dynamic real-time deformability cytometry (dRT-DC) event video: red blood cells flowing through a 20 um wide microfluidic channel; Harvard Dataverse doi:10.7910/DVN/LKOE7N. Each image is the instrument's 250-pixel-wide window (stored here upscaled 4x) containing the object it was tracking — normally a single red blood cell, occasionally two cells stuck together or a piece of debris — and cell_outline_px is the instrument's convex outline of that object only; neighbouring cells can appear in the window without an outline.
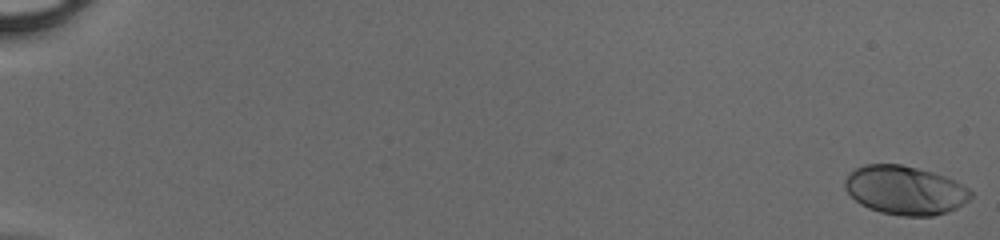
{"species": "human", "species_latin": "Homo sapiens", "temperature_condition": "cold", "stored_images_in_passage": 50, "camera_frame_rate_fps": 3000, "um_per_image_px": 0.085, "donor": {"sex": "male"}, "frame": {"image": 1, "passage_image": 1, "time_ms": 0.0, "image_size_px": [1000, 240], "cell_outline_px": [[972, 196], [968, 200], [956, 208], [932, 216], [904, 216], [880, 212], [868, 208], [860, 204], [844, 188], [844, 180], [848, 172], [864, 164], [900, 164], [932, 172], [944, 176], [968, 188], [972, 192]], "centroid_in_image_um": [76.88, 16.16], "position_along_channel_um": 8.1, "area_um2": 35.6}}
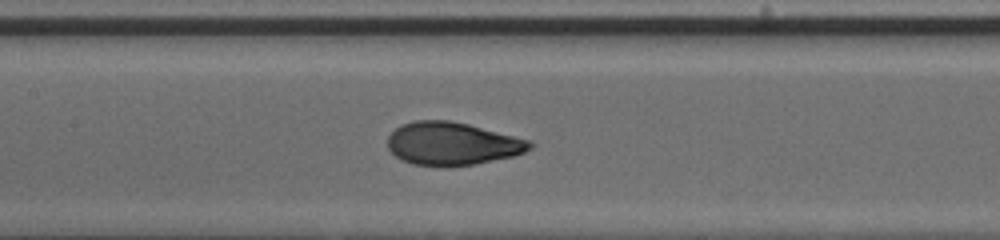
{"frame": {"image": 2, "passage_image": 27, "time_ms": 8.667, "image_size_px": [1000, 240], "cell_outline_px": [[532, 148], [524, 152], [512, 156], [472, 164], [444, 168], [412, 164], [396, 156], [388, 148], [388, 136], [400, 124], [412, 120], [448, 120], [468, 124], [532, 140]], "centroid_in_image_um": [38.42, 12.21], "position_along_channel_um": 169.0, "area_um2": 35.78}}
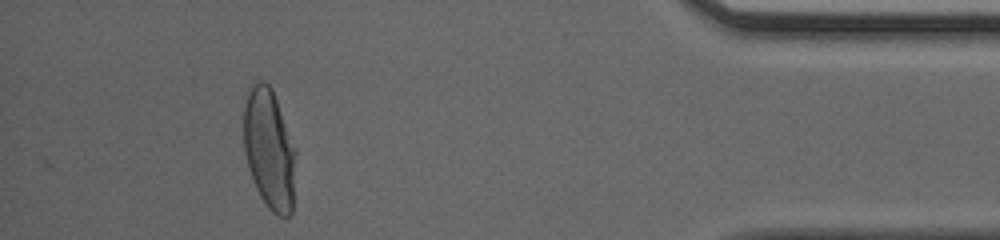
{"frame": {"image": 3, "passage_image": 47, "time_ms": 15.333, "image_size_px": [1000, 240], "cell_outline_px": [[296, 152], [292, 212], [288, 216], [280, 216], [272, 212], [268, 208], [260, 196], [256, 188], [244, 152], [244, 104], [248, 88], [252, 80], [264, 80], [272, 88], [296, 148]], "centroid_in_image_um": [22.88, 12.62], "position_along_channel_um": 412.3, "area_um2": 36.88}}